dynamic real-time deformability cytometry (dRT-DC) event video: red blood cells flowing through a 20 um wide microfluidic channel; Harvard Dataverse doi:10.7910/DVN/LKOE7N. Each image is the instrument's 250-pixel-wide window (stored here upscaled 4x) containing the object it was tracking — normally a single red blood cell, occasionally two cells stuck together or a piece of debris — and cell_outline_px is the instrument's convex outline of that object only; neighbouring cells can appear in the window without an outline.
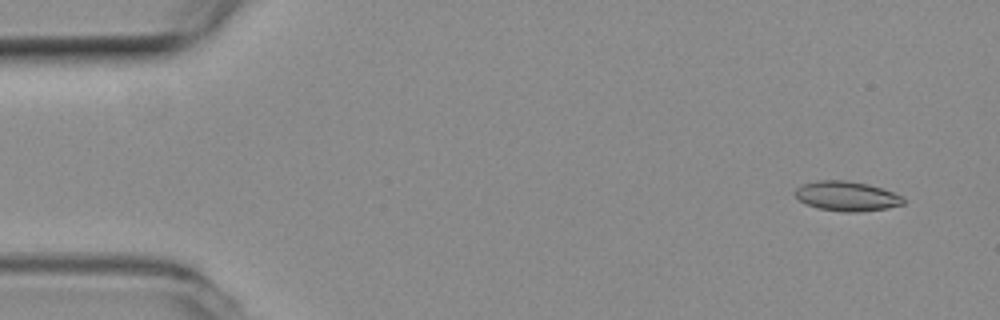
{"species": "common noctule bat (a hibernating species)", "species_latin": "Nyctalus noctula", "temperature_condition": "room temperature", "stored_images_in_passage": 6, "camera_frame_rate_fps": 3000, "um_per_image_px": 0.085, "animal": {"sex": "female", "body_mass_g": 19.3, "forearm_length_mm": 54.1}, "frame": {"image": 1, "passage_image": 1, "time_ms": 0.0, "image_size_px": [1000, 320], "cell_outline_px": [[904, 204], [888, 208], [860, 212], [844, 212], [816, 208], [800, 200], [796, 196], [796, 188], [800, 184], [816, 180], [844, 180], [868, 184], [904, 196]], "centroid_in_image_um": [71.98, 16.67], "position_along_channel_um": 13.0, "area_um2": 18.79}}
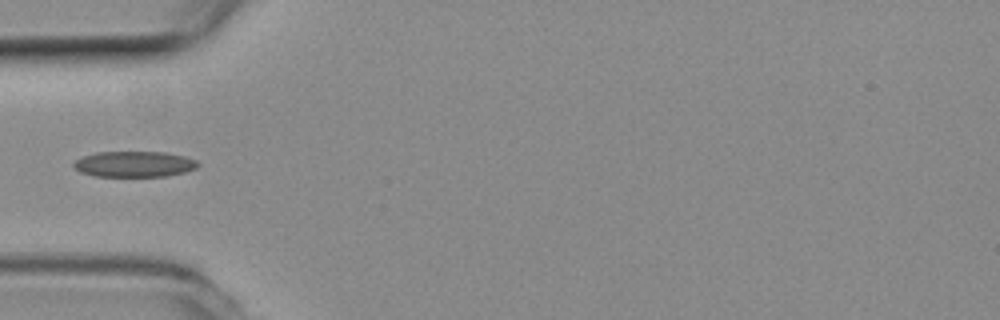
{"frame": {"image": 2, "passage_image": 5, "time_ms": 1.333, "image_size_px": [1000, 320], "cell_outline_px": [[200, 164], [196, 168], [184, 172], [168, 176], [96, 176], [80, 172], [72, 164], [76, 160], [84, 156], [96, 152], [164, 152], [184, 156], [196, 160]], "centroid_in_image_um": [11.43, 13.95], "position_along_channel_um": 73.6, "area_um2": 18.55}}
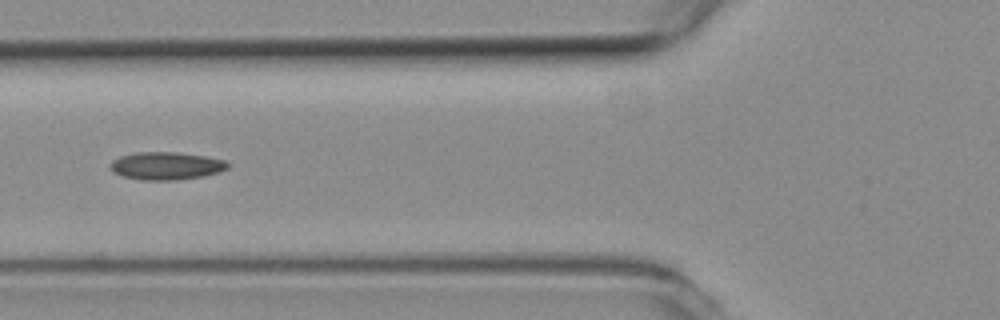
{"frame": {"image": 3, "passage_image": 6, "time_ms": 1.667, "image_size_px": [1000, 320], "cell_outline_px": [[228, 168], [220, 172], [204, 176], [176, 180], [140, 180], [124, 176], [112, 172], [108, 164], [112, 160], [120, 156], [136, 152], [176, 152], [204, 156], [224, 160], [228, 164]], "centroid_in_image_um": [14.09, 14.1], "position_along_channel_um": 111.7, "area_um2": 19.07}}